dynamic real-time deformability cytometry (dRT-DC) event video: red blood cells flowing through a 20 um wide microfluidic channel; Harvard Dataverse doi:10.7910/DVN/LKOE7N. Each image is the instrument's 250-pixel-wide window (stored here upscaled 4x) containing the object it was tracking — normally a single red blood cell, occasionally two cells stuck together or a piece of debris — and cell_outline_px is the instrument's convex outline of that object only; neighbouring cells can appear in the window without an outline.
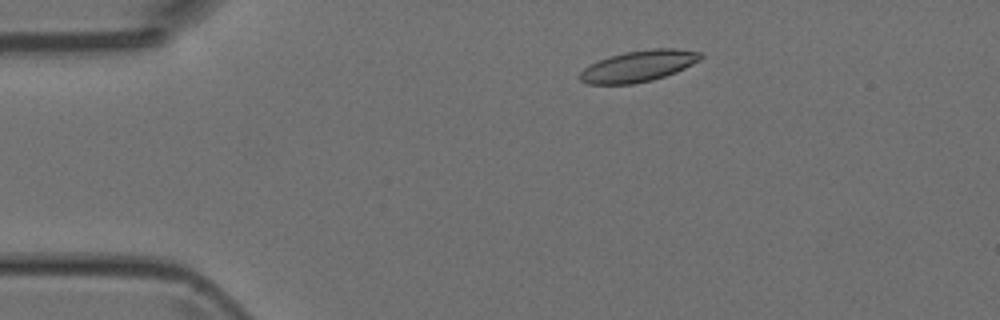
{"species": "Egyptian fruit bat (a non-hibernating species)", "species_latin": "Rousettus aegyptiacus", "temperature_condition": "room temperature", "stored_images_in_passage": 7, "camera_frame_rate_fps": 3000, "um_per_image_px": 0.085, "animal": {"sex": "female"}, "frame": {"image": 1, "passage_image": 3, "time_ms": 2.0, "image_size_px": [1000, 320], "cell_outline_px": [[704, 56], [700, 60], [676, 72], [652, 80], [632, 84], [588, 84], [580, 80], [580, 72], [584, 68], [600, 60], [624, 52], [652, 48], [676, 48], [700, 52]], "centroid_in_image_um": [54.3, 5.61], "position_along_channel_um": 30.7, "area_um2": 21.79}}
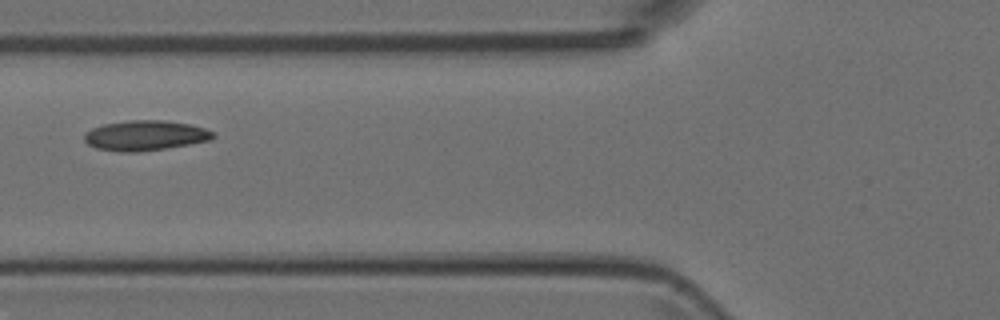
{"frame": {"image": 2, "passage_image": 5, "time_ms": 5.333, "image_size_px": [1000, 320], "cell_outline_px": [[216, 136], [208, 140], [188, 144], [140, 152], [120, 152], [96, 148], [88, 144], [84, 140], [84, 132], [92, 128], [104, 124], [128, 120], [164, 120], [188, 124], [204, 128], [216, 132]], "centroid_in_image_um": [12.32, 11.51], "position_along_channel_um": 113.5, "area_um2": 22.54}}
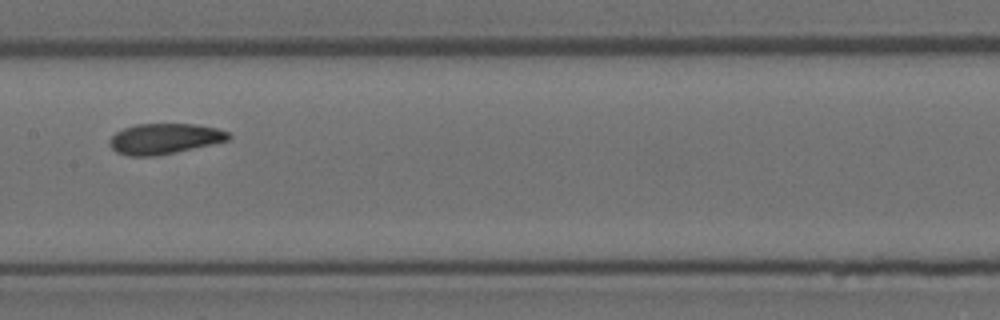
{"frame": {"image": 3, "passage_image": 7, "time_ms": 7.333, "image_size_px": [1000, 320], "cell_outline_px": [[232, 136], [228, 140], [212, 144], [156, 156], [128, 156], [116, 152], [108, 144], [108, 140], [116, 132], [124, 128], [136, 124], [196, 124], [216, 128], [228, 132]], "centroid_in_image_um": [13.95, 11.79], "position_along_channel_um": 193.5, "area_um2": 21.15}}